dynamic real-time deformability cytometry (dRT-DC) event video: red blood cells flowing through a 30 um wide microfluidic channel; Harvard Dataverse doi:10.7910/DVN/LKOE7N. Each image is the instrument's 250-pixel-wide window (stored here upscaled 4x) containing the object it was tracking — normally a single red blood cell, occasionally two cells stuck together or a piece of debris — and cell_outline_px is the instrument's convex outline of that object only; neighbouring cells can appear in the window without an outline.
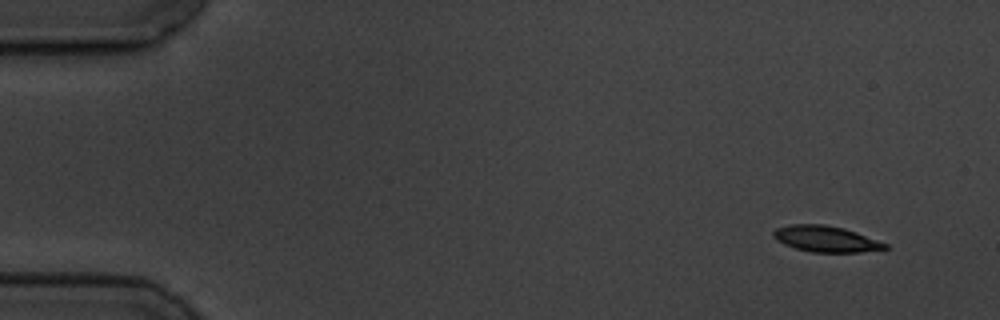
{"species": "common noctule bat (a hibernating species)", "species_latin": "Nyctalus noctula", "temperature_condition": "cold", "stored_images_in_passage": 8, "camera_frame_rate_fps": 3000, "um_per_image_px": 0.085, "animal": {"sex": "male", "body_mass_g": 19.5, "forearm_length_mm": 54.6}, "frame": {"image": 1, "passage_image": 1, "time_ms": 0.0, "image_size_px": [1000, 320], "cell_outline_px": [[888, 248], [860, 252], [812, 252], [796, 248], [784, 244], [776, 240], [772, 236], [772, 232], [776, 228], [788, 224], [824, 224], [844, 228], [856, 232], [888, 244]], "centroid_in_image_um": [70.16, 20.3], "position_along_channel_um": 14.8, "area_um2": 16.94}}
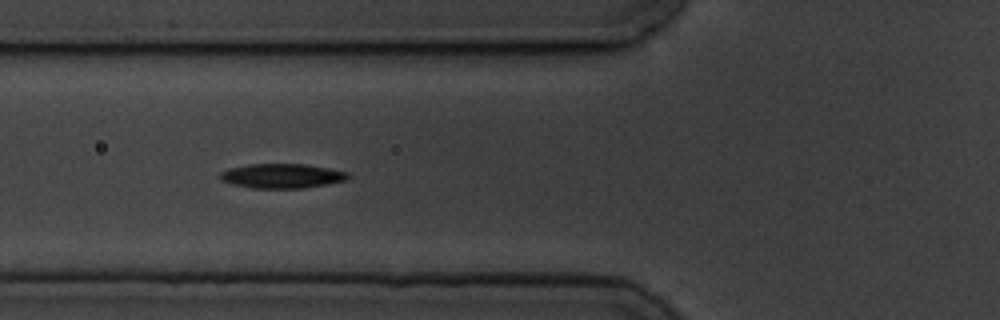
{"frame": {"image": 2, "passage_image": 6, "time_ms": 5.667, "image_size_px": [1000, 320], "cell_outline_px": [[348, 180], [328, 184], [304, 188], [252, 188], [232, 184], [220, 180], [220, 172], [228, 168], [248, 164], [304, 164], [328, 168], [348, 172]], "centroid_in_image_um": [23.95, 14.95], "position_along_channel_um": 101.9, "area_um2": 18.32}}
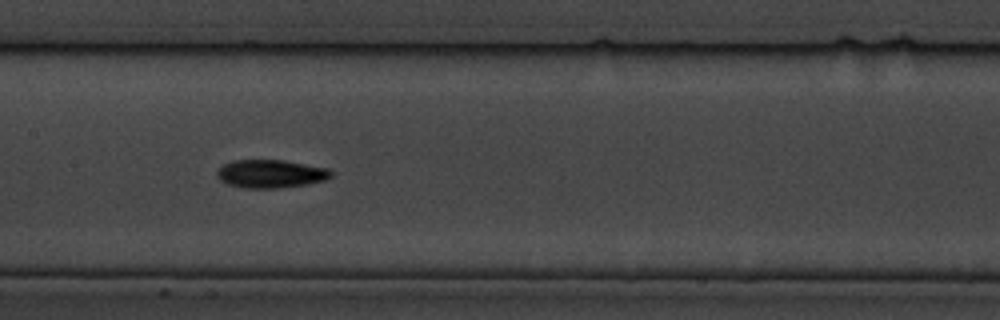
{"frame": {"image": 3, "passage_image": 8, "time_ms": 8.0, "image_size_px": [1000, 320], "cell_outline_px": [[332, 176], [324, 180], [304, 184], [280, 188], [244, 188], [228, 184], [220, 180], [216, 176], [216, 172], [224, 164], [232, 160], [284, 160], [328, 168], [332, 172]], "centroid_in_image_um": [22.98, 14.77], "position_along_channel_um": 184.4, "area_um2": 18.67}}